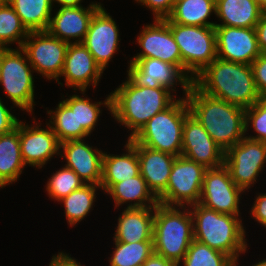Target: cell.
I'll return each mask as SVG.
<instances>
[{
	"label": "cell",
	"instance_id": "cell-29",
	"mask_svg": "<svg viewBox=\"0 0 266 266\" xmlns=\"http://www.w3.org/2000/svg\"><path fill=\"white\" fill-rule=\"evenodd\" d=\"M216 14V0H176L172 13L164 20L181 25L215 27L209 22L210 15Z\"/></svg>",
	"mask_w": 266,
	"mask_h": 266
},
{
	"label": "cell",
	"instance_id": "cell-1",
	"mask_svg": "<svg viewBox=\"0 0 266 266\" xmlns=\"http://www.w3.org/2000/svg\"><path fill=\"white\" fill-rule=\"evenodd\" d=\"M190 114L226 152L245 137V109L208 96L193 83L185 96Z\"/></svg>",
	"mask_w": 266,
	"mask_h": 266
},
{
	"label": "cell",
	"instance_id": "cell-45",
	"mask_svg": "<svg viewBox=\"0 0 266 266\" xmlns=\"http://www.w3.org/2000/svg\"><path fill=\"white\" fill-rule=\"evenodd\" d=\"M82 0H51V4L53 6V2H57L59 6L64 7H77L82 6L81 3Z\"/></svg>",
	"mask_w": 266,
	"mask_h": 266
},
{
	"label": "cell",
	"instance_id": "cell-21",
	"mask_svg": "<svg viewBox=\"0 0 266 266\" xmlns=\"http://www.w3.org/2000/svg\"><path fill=\"white\" fill-rule=\"evenodd\" d=\"M66 159L65 166L72 169L85 184L100 185L102 179L103 151L93 148L82 140H69L60 143Z\"/></svg>",
	"mask_w": 266,
	"mask_h": 266
},
{
	"label": "cell",
	"instance_id": "cell-22",
	"mask_svg": "<svg viewBox=\"0 0 266 266\" xmlns=\"http://www.w3.org/2000/svg\"><path fill=\"white\" fill-rule=\"evenodd\" d=\"M127 141L137 151L140 174L158 198L167 188L173 162L177 156L139 145L132 138Z\"/></svg>",
	"mask_w": 266,
	"mask_h": 266
},
{
	"label": "cell",
	"instance_id": "cell-14",
	"mask_svg": "<svg viewBox=\"0 0 266 266\" xmlns=\"http://www.w3.org/2000/svg\"><path fill=\"white\" fill-rule=\"evenodd\" d=\"M224 154L204 127L189 113L183 124L181 156L210 169L224 164Z\"/></svg>",
	"mask_w": 266,
	"mask_h": 266
},
{
	"label": "cell",
	"instance_id": "cell-4",
	"mask_svg": "<svg viewBox=\"0 0 266 266\" xmlns=\"http://www.w3.org/2000/svg\"><path fill=\"white\" fill-rule=\"evenodd\" d=\"M190 207L194 239L230 256L237 263L239 253L247 250L242 220L238 216L205 208L199 203Z\"/></svg>",
	"mask_w": 266,
	"mask_h": 266
},
{
	"label": "cell",
	"instance_id": "cell-9",
	"mask_svg": "<svg viewBox=\"0 0 266 266\" xmlns=\"http://www.w3.org/2000/svg\"><path fill=\"white\" fill-rule=\"evenodd\" d=\"M207 169L195 161L177 156L173 162L166 190L158 197L167 206L198 204Z\"/></svg>",
	"mask_w": 266,
	"mask_h": 266
},
{
	"label": "cell",
	"instance_id": "cell-19",
	"mask_svg": "<svg viewBox=\"0 0 266 266\" xmlns=\"http://www.w3.org/2000/svg\"><path fill=\"white\" fill-rule=\"evenodd\" d=\"M103 70L83 43H69L61 76L65 84L85 93L88 85L96 88Z\"/></svg>",
	"mask_w": 266,
	"mask_h": 266
},
{
	"label": "cell",
	"instance_id": "cell-3",
	"mask_svg": "<svg viewBox=\"0 0 266 266\" xmlns=\"http://www.w3.org/2000/svg\"><path fill=\"white\" fill-rule=\"evenodd\" d=\"M171 92L168 88L138 87L127 77L110 93V113L118 123L132 131L128 137L131 139L154 115L176 101Z\"/></svg>",
	"mask_w": 266,
	"mask_h": 266
},
{
	"label": "cell",
	"instance_id": "cell-8",
	"mask_svg": "<svg viewBox=\"0 0 266 266\" xmlns=\"http://www.w3.org/2000/svg\"><path fill=\"white\" fill-rule=\"evenodd\" d=\"M23 54V55H22ZM21 48L0 49V85L15 107L33 112L34 78L32 66ZM31 67V68H30ZM32 69V70H31ZM33 71V72H32Z\"/></svg>",
	"mask_w": 266,
	"mask_h": 266
},
{
	"label": "cell",
	"instance_id": "cell-10",
	"mask_svg": "<svg viewBox=\"0 0 266 266\" xmlns=\"http://www.w3.org/2000/svg\"><path fill=\"white\" fill-rule=\"evenodd\" d=\"M69 43L50 35L47 31L29 32L21 49L34 72L48 80H59Z\"/></svg>",
	"mask_w": 266,
	"mask_h": 266
},
{
	"label": "cell",
	"instance_id": "cell-39",
	"mask_svg": "<svg viewBox=\"0 0 266 266\" xmlns=\"http://www.w3.org/2000/svg\"><path fill=\"white\" fill-rule=\"evenodd\" d=\"M141 5L146 6L153 11L154 19L167 18L174 8L176 0H135Z\"/></svg>",
	"mask_w": 266,
	"mask_h": 266
},
{
	"label": "cell",
	"instance_id": "cell-26",
	"mask_svg": "<svg viewBox=\"0 0 266 266\" xmlns=\"http://www.w3.org/2000/svg\"><path fill=\"white\" fill-rule=\"evenodd\" d=\"M19 138V122L12 131L0 135V188L16 182L24 167Z\"/></svg>",
	"mask_w": 266,
	"mask_h": 266
},
{
	"label": "cell",
	"instance_id": "cell-41",
	"mask_svg": "<svg viewBox=\"0 0 266 266\" xmlns=\"http://www.w3.org/2000/svg\"><path fill=\"white\" fill-rule=\"evenodd\" d=\"M254 202L251 208L252 218L266 227V193L258 195Z\"/></svg>",
	"mask_w": 266,
	"mask_h": 266
},
{
	"label": "cell",
	"instance_id": "cell-35",
	"mask_svg": "<svg viewBox=\"0 0 266 266\" xmlns=\"http://www.w3.org/2000/svg\"><path fill=\"white\" fill-rule=\"evenodd\" d=\"M83 185L85 182L72 169L65 166L49 178L46 191L49 198L59 201Z\"/></svg>",
	"mask_w": 266,
	"mask_h": 266
},
{
	"label": "cell",
	"instance_id": "cell-31",
	"mask_svg": "<svg viewBox=\"0 0 266 266\" xmlns=\"http://www.w3.org/2000/svg\"><path fill=\"white\" fill-rule=\"evenodd\" d=\"M97 188L102 189L100 185L85 184L59 200L64 203L65 216L69 225H76L87 216L95 202Z\"/></svg>",
	"mask_w": 266,
	"mask_h": 266
},
{
	"label": "cell",
	"instance_id": "cell-23",
	"mask_svg": "<svg viewBox=\"0 0 266 266\" xmlns=\"http://www.w3.org/2000/svg\"><path fill=\"white\" fill-rule=\"evenodd\" d=\"M154 207L126 208L118 218L114 241H153Z\"/></svg>",
	"mask_w": 266,
	"mask_h": 266
},
{
	"label": "cell",
	"instance_id": "cell-2",
	"mask_svg": "<svg viewBox=\"0 0 266 266\" xmlns=\"http://www.w3.org/2000/svg\"><path fill=\"white\" fill-rule=\"evenodd\" d=\"M192 83L204 94L244 109L261 98L250 65L218 57Z\"/></svg>",
	"mask_w": 266,
	"mask_h": 266
},
{
	"label": "cell",
	"instance_id": "cell-40",
	"mask_svg": "<svg viewBox=\"0 0 266 266\" xmlns=\"http://www.w3.org/2000/svg\"><path fill=\"white\" fill-rule=\"evenodd\" d=\"M19 119H17L7 107L2 103L0 98V135L8 133L16 128Z\"/></svg>",
	"mask_w": 266,
	"mask_h": 266
},
{
	"label": "cell",
	"instance_id": "cell-32",
	"mask_svg": "<svg viewBox=\"0 0 266 266\" xmlns=\"http://www.w3.org/2000/svg\"><path fill=\"white\" fill-rule=\"evenodd\" d=\"M29 32L23 26L20 17L5 0L0 5V49H7L8 44L18 43L21 48Z\"/></svg>",
	"mask_w": 266,
	"mask_h": 266
},
{
	"label": "cell",
	"instance_id": "cell-37",
	"mask_svg": "<svg viewBox=\"0 0 266 266\" xmlns=\"http://www.w3.org/2000/svg\"><path fill=\"white\" fill-rule=\"evenodd\" d=\"M252 124L256 136H245L251 140L266 142V98H260L250 108L245 109V131Z\"/></svg>",
	"mask_w": 266,
	"mask_h": 266
},
{
	"label": "cell",
	"instance_id": "cell-42",
	"mask_svg": "<svg viewBox=\"0 0 266 266\" xmlns=\"http://www.w3.org/2000/svg\"><path fill=\"white\" fill-rule=\"evenodd\" d=\"M258 47L261 53H266V13H262L255 26Z\"/></svg>",
	"mask_w": 266,
	"mask_h": 266
},
{
	"label": "cell",
	"instance_id": "cell-47",
	"mask_svg": "<svg viewBox=\"0 0 266 266\" xmlns=\"http://www.w3.org/2000/svg\"><path fill=\"white\" fill-rule=\"evenodd\" d=\"M252 266H266V259H264L263 261H258V263H255Z\"/></svg>",
	"mask_w": 266,
	"mask_h": 266
},
{
	"label": "cell",
	"instance_id": "cell-27",
	"mask_svg": "<svg viewBox=\"0 0 266 266\" xmlns=\"http://www.w3.org/2000/svg\"><path fill=\"white\" fill-rule=\"evenodd\" d=\"M107 193L115 201V207L130 201H134V203H129L127 208L155 207L159 203L158 198L149 189L141 174L115 183Z\"/></svg>",
	"mask_w": 266,
	"mask_h": 266
},
{
	"label": "cell",
	"instance_id": "cell-24",
	"mask_svg": "<svg viewBox=\"0 0 266 266\" xmlns=\"http://www.w3.org/2000/svg\"><path fill=\"white\" fill-rule=\"evenodd\" d=\"M126 154L111 155L107 152L102 157V179L100 186L105 193L115 184L140 174L139 159L136 149L127 141Z\"/></svg>",
	"mask_w": 266,
	"mask_h": 266
},
{
	"label": "cell",
	"instance_id": "cell-36",
	"mask_svg": "<svg viewBox=\"0 0 266 266\" xmlns=\"http://www.w3.org/2000/svg\"><path fill=\"white\" fill-rule=\"evenodd\" d=\"M102 104L111 111V95L106 97L104 103H92L89 98H83L76 95L77 128H83L89 135H91V132H93L92 130L98 122V118L101 113L100 105Z\"/></svg>",
	"mask_w": 266,
	"mask_h": 266
},
{
	"label": "cell",
	"instance_id": "cell-34",
	"mask_svg": "<svg viewBox=\"0 0 266 266\" xmlns=\"http://www.w3.org/2000/svg\"><path fill=\"white\" fill-rule=\"evenodd\" d=\"M181 262L183 266H238L230 256L195 239Z\"/></svg>",
	"mask_w": 266,
	"mask_h": 266
},
{
	"label": "cell",
	"instance_id": "cell-30",
	"mask_svg": "<svg viewBox=\"0 0 266 266\" xmlns=\"http://www.w3.org/2000/svg\"><path fill=\"white\" fill-rule=\"evenodd\" d=\"M28 32L46 31L52 16L51 0H7Z\"/></svg>",
	"mask_w": 266,
	"mask_h": 266
},
{
	"label": "cell",
	"instance_id": "cell-25",
	"mask_svg": "<svg viewBox=\"0 0 266 266\" xmlns=\"http://www.w3.org/2000/svg\"><path fill=\"white\" fill-rule=\"evenodd\" d=\"M262 11L255 0H216V16L222 21L215 26L254 28Z\"/></svg>",
	"mask_w": 266,
	"mask_h": 266
},
{
	"label": "cell",
	"instance_id": "cell-6",
	"mask_svg": "<svg viewBox=\"0 0 266 266\" xmlns=\"http://www.w3.org/2000/svg\"><path fill=\"white\" fill-rule=\"evenodd\" d=\"M190 113L185 97L154 115L132 138L147 148L181 156L183 124Z\"/></svg>",
	"mask_w": 266,
	"mask_h": 266
},
{
	"label": "cell",
	"instance_id": "cell-15",
	"mask_svg": "<svg viewBox=\"0 0 266 266\" xmlns=\"http://www.w3.org/2000/svg\"><path fill=\"white\" fill-rule=\"evenodd\" d=\"M217 57L250 65L260 54L254 28L215 26Z\"/></svg>",
	"mask_w": 266,
	"mask_h": 266
},
{
	"label": "cell",
	"instance_id": "cell-38",
	"mask_svg": "<svg viewBox=\"0 0 266 266\" xmlns=\"http://www.w3.org/2000/svg\"><path fill=\"white\" fill-rule=\"evenodd\" d=\"M250 66L258 93L266 98V53H261Z\"/></svg>",
	"mask_w": 266,
	"mask_h": 266
},
{
	"label": "cell",
	"instance_id": "cell-33",
	"mask_svg": "<svg viewBox=\"0 0 266 266\" xmlns=\"http://www.w3.org/2000/svg\"><path fill=\"white\" fill-rule=\"evenodd\" d=\"M115 242V250L109 260L110 266H142L154 252L153 241L135 243Z\"/></svg>",
	"mask_w": 266,
	"mask_h": 266
},
{
	"label": "cell",
	"instance_id": "cell-13",
	"mask_svg": "<svg viewBox=\"0 0 266 266\" xmlns=\"http://www.w3.org/2000/svg\"><path fill=\"white\" fill-rule=\"evenodd\" d=\"M128 78L138 87L168 88L181 85L186 96L192 83L176 66L156 58L132 59L129 61Z\"/></svg>",
	"mask_w": 266,
	"mask_h": 266
},
{
	"label": "cell",
	"instance_id": "cell-18",
	"mask_svg": "<svg viewBox=\"0 0 266 266\" xmlns=\"http://www.w3.org/2000/svg\"><path fill=\"white\" fill-rule=\"evenodd\" d=\"M46 129L19 121L21 155L25 165L42 168L54 155L60 154V142L50 124Z\"/></svg>",
	"mask_w": 266,
	"mask_h": 266
},
{
	"label": "cell",
	"instance_id": "cell-46",
	"mask_svg": "<svg viewBox=\"0 0 266 266\" xmlns=\"http://www.w3.org/2000/svg\"><path fill=\"white\" fill-rule=\"evenodd\" d=\"M259 6H260L262 13H266V0H261L259 2Z\"/></svg>",
	"mask_w": 266,
	"mask_h": 266
},
{
	"label": "cell",
	"instance_id": "cell-11",
	"mask_svg": "<svg viewBox=\"0 0 266 266\" xmlns=\"http://www.w3.org/2000/svg\"><path fill=\"white\" fill-rule=\"evenodd\" d=\"M266 163V142L244 137L224 154V165L234 183L245 190L251 188Z\"/></svg>",
	"mask_w": 266,
	"mask_h": 266
},
{
	"label": "cell",
	"instance_id": "cell-20",
	"mask_svg": "<svg viewBox=\"0 0 266 266\" xmlns=\"http://www.w3.org/2000/svg\"><path fill=\"white\" fill-rule=\"evenodd\" d=\"M100 3L90 4L87 8L83 6L64 7L61 6L56 14L50 18L47 32L67 43H82L94 13L101 7Z\"/></svg>",
	"mask_w": 266,
	"mask_h": 266
},
{
	"label": "cell",
	"instance_id": "cell-44",
	"mask_svg": "<svg viewBox=\"0 0 266 266\" xmlns=\"http://www.w3.org/2000/svg\"><path fill=\"white\" fill-rule=\"evenodd\" d=\"M142 266H179V264L153 252Z\"/></svg>",
	"mask_w": 266,
	"mask_h": 266
},
{
	"label": "cell",
	"instance_id": "cell-43",
	"mask_svg": "<svg viewBox=\"0 0 266 266\" xmlns=\"http://www.w3.org/2000/svg\"><path fill=\"white\" fill-rule=\"evenodd\" d=\"M49 266H82L76 259L69 256V254L60 252L52 256Z\"/></svg>",
	"mask_w": 266,
	"mask_h": 266
},
{
	"label": "cell",
	"instance_id": "cell-17",
	"mask_svg": "<svg viewBox=\"0 0 266 266\" xmlns=\"http://www.w3.org/2000/svg\"><path fill=\"white\" fill-rule=\"evenodd\" d=\"M105 10L101 6L94 13L82 42L103 71L118 50L120 41L116 22Z\"/></svg>",
	"mask_w": 266,
	"mask_h": 266
},
{
	"label": "cell",
	"instance_id": "cell-5",
	"mask_svg": "<svg viewBox=\"0 0 266 266\" xmlns=\"http://www.w3.org/2000/svg\"><path fill=\"white\" fill-rule=\"evenodd\" d=\"M178 207L161 203L154 207L152 240L155 253L180 266L194 240V229L190 210L186 211V206Z\"/></svg>",
	"mask_w": 266,
	"mask_h": 266
},
{
	"label": "cell",
	"instance_id": "cell-16",
	"mask_svg": "<svg viewBox=\"0 0 266 266\" xmlns=\"http://www.w3.org/2000/svg\"><path fill=\"white\" fill-rule=\"evenodd\" d=\"M154 22L144 26L138 35L137 43L142 51L133 59L156 58L176 66L183 73L179 47L172 36L168 23L164 19H154Z\"/></svg>",
	"mask_w": 266,
	"mask_h": 266
},
{
	"label": "cell",
	"instance_id": "cell-28",
	"mask_svg": "<svg viewBox=\"0 0 266 266\" xmlns=\"http://www.w3.org/2000/svg\"><path fill=\"white\" fill-rule=\"evenodd\" d=\"M50 114L51 128L60 143L69 140H82L89 136L83 128H77L76 95L60 101L55 111L47 110Z\"/></svg>",
	"mask_w": 266,
	"mask_h": 266
},
{
	"label": "cell",
	"instance_id": "cell-12",
	"mask_svg": "<svg viewBox=\"0 0 266 266\" xmlns=\"http://www.w3.org/2000/svg\"><path fill=\"white\" fill-rule=\"evenodd\" d=\"M242 192L223 164L205 171L199 204L218 213L239 216Z\"/></svg>",
	"mask_w": 266,
	"mask_h": 266
},
{
	"label": "cell",
	"instance_id": "cell-7",
	"mask_svg": "<svg viewBox=\"0 0 266 266\" xmlns=\"http://www.w3.org/2000/svg\"><path fill=\"white\" fill-rule=\"evenodd\" d=\"M168 25L179 47L183 74L193 82L194 78L217 58L215 27L177 23Z\"/></svg>",
	"mask_w": 266,
	"mask_h": 266
}]
</instances>
